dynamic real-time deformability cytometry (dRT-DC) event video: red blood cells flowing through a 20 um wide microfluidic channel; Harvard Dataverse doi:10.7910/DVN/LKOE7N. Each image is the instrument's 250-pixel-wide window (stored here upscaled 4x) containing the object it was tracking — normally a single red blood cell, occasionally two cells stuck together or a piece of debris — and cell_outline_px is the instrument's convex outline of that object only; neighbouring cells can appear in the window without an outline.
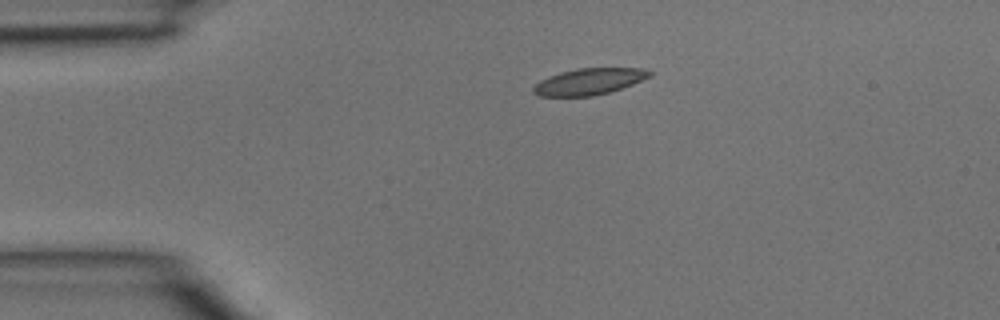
{"species": "common noctule bat (a hibernating species)", "species_latin": "Nyctalus noctula", "temperature_condition": "room temperature", "stored_images_in_passage": 2, "camera_frame_rate_fps": 3000, "um_per_image_px": 0.085, "animal": {"sex": "male", "body_mass_g": 15.6}, "frame": {"image": 1, "passage_image": 1, "time_ms": 0.0, "image_size_px": [1000, 320], "cell_outline_px": [[652, 76], [632, 84], [608, 92], [592, 96], [540, 96], [532, 92], [532, 88], [540, 80], [548, 76], [560, 72], [576, 68], [644, 68], [652, 72]], "centroid_in_image_um": [50.06, 6.92], "position_along_channel_um": 34.9, "area_um2": 17.86}}